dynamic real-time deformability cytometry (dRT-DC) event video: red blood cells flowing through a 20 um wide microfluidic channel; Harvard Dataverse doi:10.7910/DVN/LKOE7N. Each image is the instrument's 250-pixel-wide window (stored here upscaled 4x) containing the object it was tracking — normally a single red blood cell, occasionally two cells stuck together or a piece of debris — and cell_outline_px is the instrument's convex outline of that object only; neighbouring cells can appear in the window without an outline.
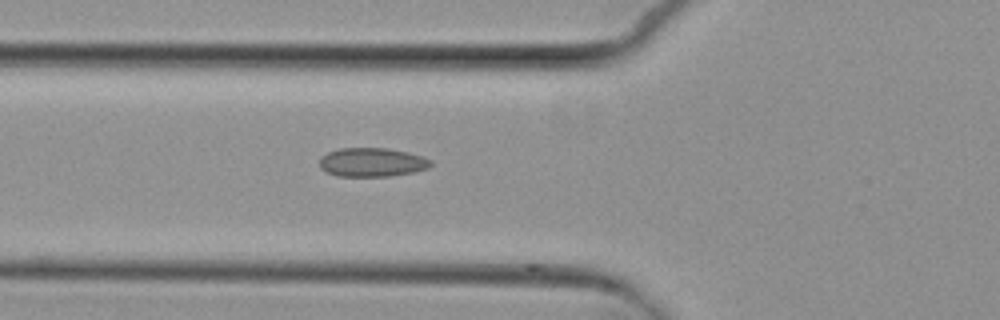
{"species": "common noctule bat (a hibernating species)", "species_latin": "Nyctalus noctula", "temperature_condition": "cold", "stored_images_in_passage": 5, "camera_frame_rate_fps": 3000, "um_per_image_px": 0.085, "animal": {"sex": "female", "body_mass_g": 29.2, "forearm_length_mm": 56.3}, "frame": {"image": 1, "passage_image": 5, "time_ms": 4.667, "image_size_px": [1000, 320], "cell_outline_px": [[432, 164], [428, 168], [412, 172], [388, 176], [336, 176], [324, 172], [320, 168], [320, 156], [328, 152], [340, 148], [388, 148], [408, 152], [424, 156], [432, 160]], "centroid_in_image_um": [31.61, 13.79], "position_along_channel_um": 94.2, "area_um2": 18.9}}